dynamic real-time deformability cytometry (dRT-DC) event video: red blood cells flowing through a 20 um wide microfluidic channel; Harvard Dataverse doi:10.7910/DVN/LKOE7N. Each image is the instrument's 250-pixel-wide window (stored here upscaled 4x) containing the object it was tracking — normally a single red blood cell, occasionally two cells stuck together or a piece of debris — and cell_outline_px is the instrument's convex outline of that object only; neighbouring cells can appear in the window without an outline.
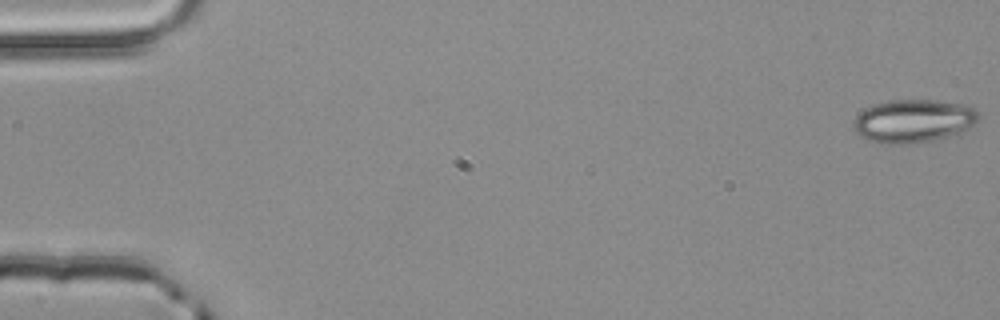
{"species": "common noctule bat (a hibernating species)", "species_latin": "Nyctalus noctula", "temperature_condition": "room temperature", "stored_images_in_passage": 4, "camera_frame_rate_fps": 3000, "um_per_image_px": 0.085, "animal": {"sex": "male", "body_mass_g": 20.4}, "frame": {"image": 1, "passage_image": 1, "time_ms": 0.0, "image_size_px": [1000, 320], "cell_outline_px": [[980, 120], [976, 124], [956, 136], [908, 144], [880, 144], [860, 136], [852, 128], [852, 120], [864, 108], [872, 104], [892, 100], [936, 100], [960, 104], [976, 108], [980, 116]], "centroid_in_image_um": [77.65, 10.29], "position_along_channel_um": 7.3, "area_um2": 32.14}}